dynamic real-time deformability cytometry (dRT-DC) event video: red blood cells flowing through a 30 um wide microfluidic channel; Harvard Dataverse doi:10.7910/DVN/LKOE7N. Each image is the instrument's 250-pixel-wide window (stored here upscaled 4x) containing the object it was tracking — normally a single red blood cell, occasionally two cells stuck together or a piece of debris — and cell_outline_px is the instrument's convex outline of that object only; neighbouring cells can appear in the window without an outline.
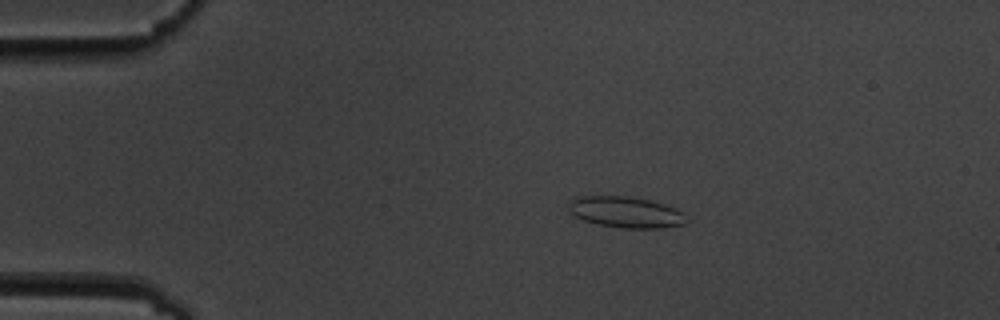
{"species": "common noctule bat (a hibernating species)", "species_latin": "Nyctalus noctula", "temperature_condition": "cold", "stored_images_in_passage": 7, "camera_frame_rate_fps": 3000, "um_per_image_px": 0.085, "animal": {"sex": "male", "body_mass_g": 19.5, "forearm_length_mm": 54.6}, "frame": {"image": 1, "passage_image": 4, "time_ms": 3.333, "image_size_px": [1000, 320], "cell_outline_px": [[688, 224], [664, 228], [620, 228], [596, 224], [584, 220], [568, 212], [568, 204], [576, 196], [628, 196], [648, 200], [664, 204], [676, 208], [684, 212], [688, 220]], "centroid_in_image_um": [53.23, 18.04], "position_along_channel_um": 31.8, "area_um2": 21.68}}
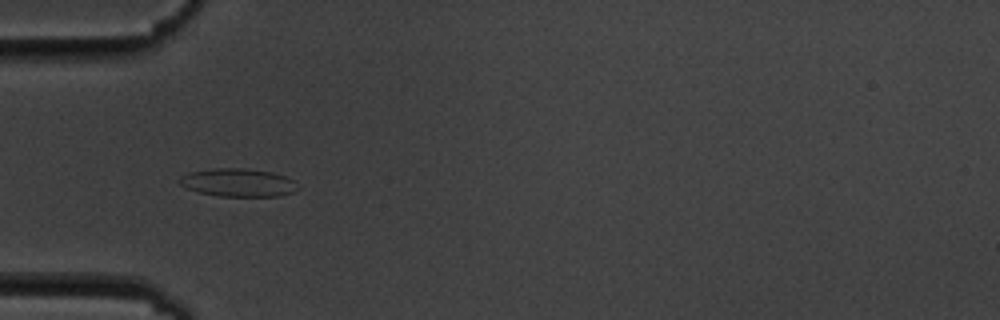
{"frame": {"image": 2, "passage_image": 6, "time_ms": 5.667, "image_size_px": [1000, 320], "cell_outline_px": [[300, 188], [292, 192], [280, 196], [220, 196], [200, 192], [188, 188], [180, 184], [176, 180], [180, 176], [188, 172], [212, 168], [244, 168], [272, 172], [288, 176]], "centroid_in_image_um": [20.23, 15.51], "position_along_channel_um": 64.8, "area_um2": 19.48}}